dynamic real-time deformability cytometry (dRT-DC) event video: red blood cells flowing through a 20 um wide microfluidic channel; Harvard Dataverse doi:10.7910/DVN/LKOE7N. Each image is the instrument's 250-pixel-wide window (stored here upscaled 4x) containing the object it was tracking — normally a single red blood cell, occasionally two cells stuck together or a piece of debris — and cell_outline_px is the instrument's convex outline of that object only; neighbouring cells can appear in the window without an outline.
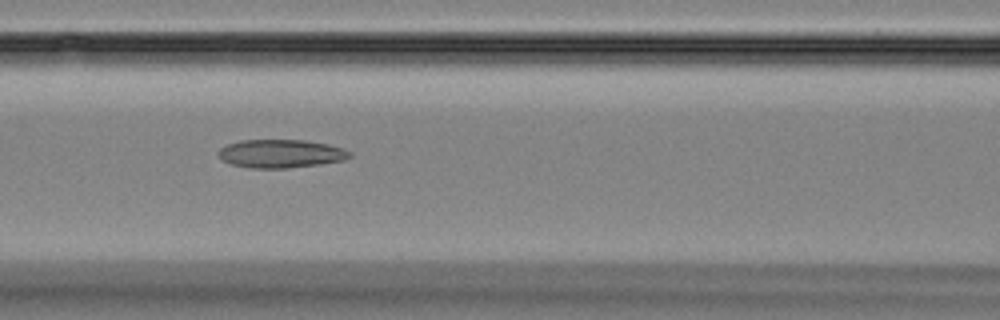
{"species": "Egyptian fruit bat (a non-hibernating species)", "species_latin": "Rousettus aegyptiacus", "temperature_condition": "room temperature", "stored_images_in_passage": 3, "camera_frame_rate_fps": 3000, "um_per_image_px": 0.085, "animal": {"sex": "female"}, "frame": {"image": 1, "passage_image": 3, "time_ms": 2.333, "image_size_px": [1000, 320], "cell_outline_px": [[352, 156], [344, 160], [320, 164], [288, 168], [252, 168], [232, 164], [224, 160], [216, 152], [220, 148], [228, 144], [240, 140], [304, 140], [328, 144], [344, 148], [352, 152]], "centroid_in_image_um": [23.9, 13.05], "position_along_channel_um": 142.7, "area_um2": 21.68}}